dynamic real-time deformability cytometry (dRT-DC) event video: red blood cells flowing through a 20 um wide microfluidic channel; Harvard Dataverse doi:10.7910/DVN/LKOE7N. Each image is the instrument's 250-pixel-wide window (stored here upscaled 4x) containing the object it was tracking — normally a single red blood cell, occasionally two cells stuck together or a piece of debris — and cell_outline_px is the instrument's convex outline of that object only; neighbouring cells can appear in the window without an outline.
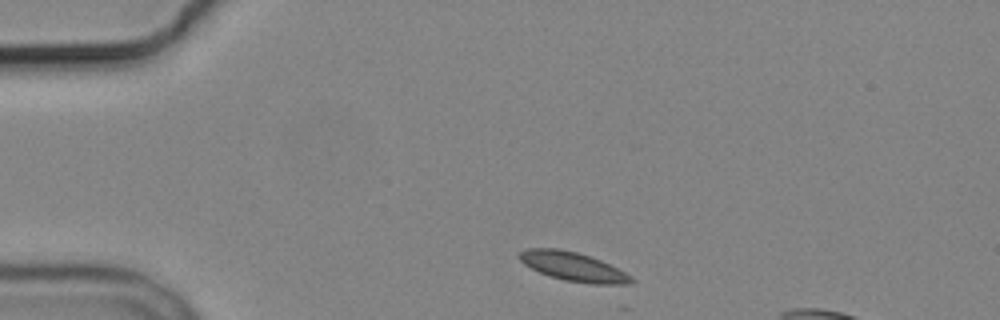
{"species": "common noctule bat (a hibernating species)", "species_latin": "Nyctalus noctula", "temperature_condition": "cold", "stored_images_in_passage": 4, "camera_frame_rate_fps": 3000, "um_per_image_px": 0.085, "animal": {"sex": "male", "body_mass_g": 19.2, "forearm_length_mm": 51.8}, "frame": {"image": 1, "passage_image": 1, "time_ms": 0.0, "image_size_px": [1000, 320], "cell_outline_px": [[636, 280], [620, 288], [564, 280], [548, 276], [524, 264], [516, 256], [520, 252], [528, 248], [556, 248], [576, 252], [600, 260], [632, 276]], "centroid_in_image_um": [48.79, 22.71], "position_along_channel_um": 36.2, "area_um2": 19.25}}